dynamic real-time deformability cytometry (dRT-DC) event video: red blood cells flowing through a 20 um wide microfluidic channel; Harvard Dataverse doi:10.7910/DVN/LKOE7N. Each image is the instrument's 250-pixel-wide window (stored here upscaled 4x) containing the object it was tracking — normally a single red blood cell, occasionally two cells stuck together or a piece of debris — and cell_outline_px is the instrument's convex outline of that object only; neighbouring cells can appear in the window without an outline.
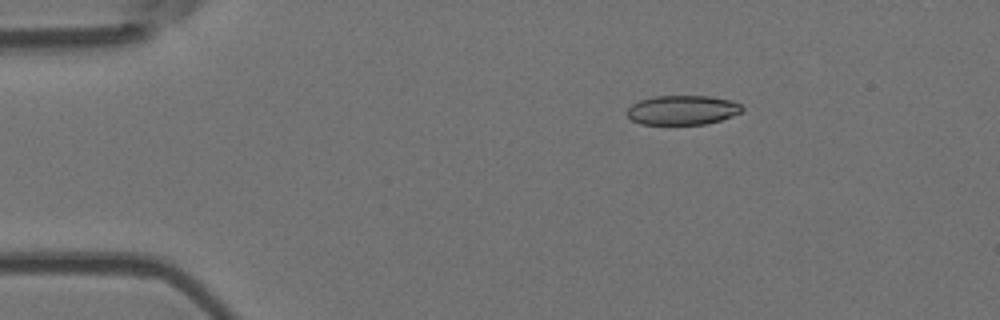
{"species": "Egyptian fruit bat (a non-hibernating species)", "species_latin": "Rousettus aegyptiacus", "temperature_condition": "room temperature", "stored_images_in_passage": 4, "camera_frame_rate_fps": 3000, "um_per_image_px": 0.085, "animal": {"sex": "female"}, "frame": {"image": 1, "passage_image": 2, "time_ms": 0.333, "image_size_px": [1000, 320], "cell_outline_px": [[744, 108], [740, 112], [732, 116], [720, 120], [704, 124], [640, 124], [632, 120], [624, 112], [632, 104], [640, 100], [656, 96], [708, 96], [732, 100], [740, 104]], "centroid_in_image_um": [57.99, 9.35], "position_along_channel_um": 27.0, "area_um2": 19.71}}